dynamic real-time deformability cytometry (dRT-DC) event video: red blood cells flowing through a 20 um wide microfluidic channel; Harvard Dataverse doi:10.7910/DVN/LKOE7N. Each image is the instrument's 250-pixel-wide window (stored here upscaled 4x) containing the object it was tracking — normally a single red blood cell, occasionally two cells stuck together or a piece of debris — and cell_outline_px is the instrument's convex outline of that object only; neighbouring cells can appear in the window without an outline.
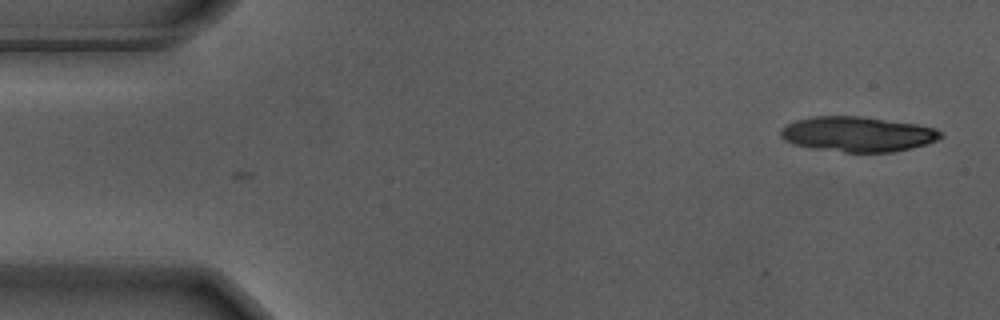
{"species": "Egyptian fruit bat (a non-hibernating species)", "species_latin": "Rousettus aegyptiacus", "temperature_condition": "warm", "stored_images_in_passage": 3, "camera_frame_rate_fps": 3000, "um_per_image_px": 0.085, "animal": {"sex": "male"}, "frame": {"image": 1, "passage_image": 3, "time_ms": 0.667, "image_size_px": [1000, 320], "cell_outline_px": [[944, 136], [928, 144], [912, 148], [892, 152], [844, 152], [816, 148], [796, 144], [784, 140], [780, 136], [780, 128], [784, 124], [796, 120], [812, 116], [860, 116], [916, 124], [936, 128]], "centroid_in_image_um": [72.89, 11.39], "position_along_channel_um": 12.1, "area_um2": 32.71}}